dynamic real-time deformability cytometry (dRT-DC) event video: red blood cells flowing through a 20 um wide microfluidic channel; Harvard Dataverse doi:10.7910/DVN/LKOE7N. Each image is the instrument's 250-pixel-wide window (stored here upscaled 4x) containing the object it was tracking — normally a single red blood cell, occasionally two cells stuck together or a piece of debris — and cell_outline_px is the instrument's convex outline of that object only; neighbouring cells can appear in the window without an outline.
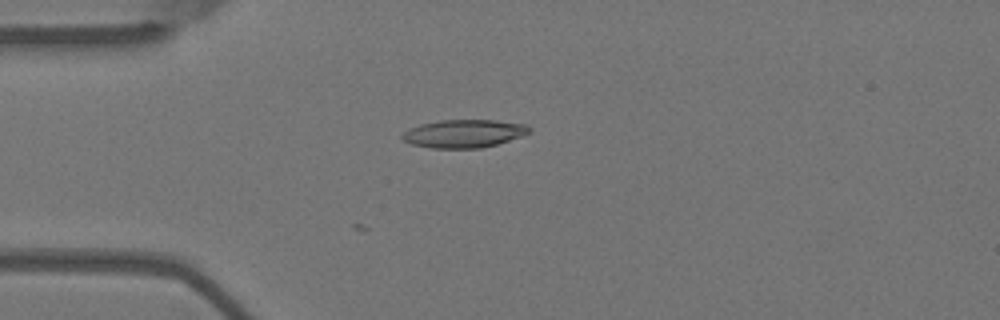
{"species": "Egyptian fruit bat (a non-hibernating species)", "species_latin": "Rousettus aegyptiacus", "temperature_condition": "warm", "stored_images_in_passage": 3, "camera_frame_rate_fps": 3000, "um_per_image_px": 0.085, "animal": {"sex": "female"}, "frame": {"image": 1, "passage_image": 3, "time_ms": 0.667, "image_size_px": [1000, 320], "cell_outline_px": [[532, 132], [496, 144], [480, 148], [432, 148], [412, 144], [404, 140], [400, 136], [404, 132], [420, 124], [440, 120], [496, 120], [528, 124], [532, 128]], "centroid_in_image_um": [39.47, 11.34], "position_along_channel_um": 45.5, "area_um2": 20.69}}